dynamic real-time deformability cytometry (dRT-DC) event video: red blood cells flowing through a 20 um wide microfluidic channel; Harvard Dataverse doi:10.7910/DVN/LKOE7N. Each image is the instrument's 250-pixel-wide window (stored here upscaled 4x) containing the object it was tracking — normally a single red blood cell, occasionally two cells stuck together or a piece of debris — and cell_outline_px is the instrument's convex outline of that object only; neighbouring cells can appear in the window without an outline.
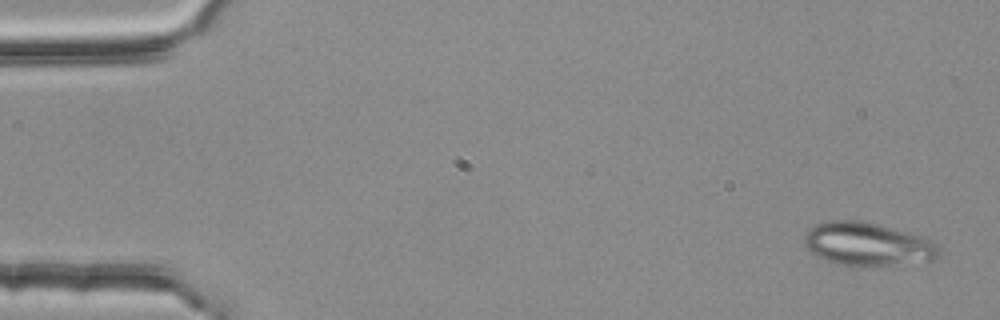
{"species": "common noctule bat (a hibernating species)", "species_latin": "Nyctalus noctula", "temperature_condition": "room temperature", "stored_images_in_passage": 3, "camera_frame_rate_fps": 3000, "um_per_image_px": 0.085, "animal": {"sex": "female", "body_mass_g": 25.1}, "frame": {"image": 1, "passage_image": 1, "time_ms": 0.0, "image_size_px": [1000, 320], "cell_outline_px": [[940, 256], [932, 260], [892, 264], [836, 264], [812, 252], [804, 244], [804, 232], [808, 228], [816, 224], [832, 220], [860, 220], [924, 236], [936, 244], [940, 252]], "centroid_in_image_um": [73.73, 20.71], "position_along_channel_um": 11.3, "area_um2": 33.23}}